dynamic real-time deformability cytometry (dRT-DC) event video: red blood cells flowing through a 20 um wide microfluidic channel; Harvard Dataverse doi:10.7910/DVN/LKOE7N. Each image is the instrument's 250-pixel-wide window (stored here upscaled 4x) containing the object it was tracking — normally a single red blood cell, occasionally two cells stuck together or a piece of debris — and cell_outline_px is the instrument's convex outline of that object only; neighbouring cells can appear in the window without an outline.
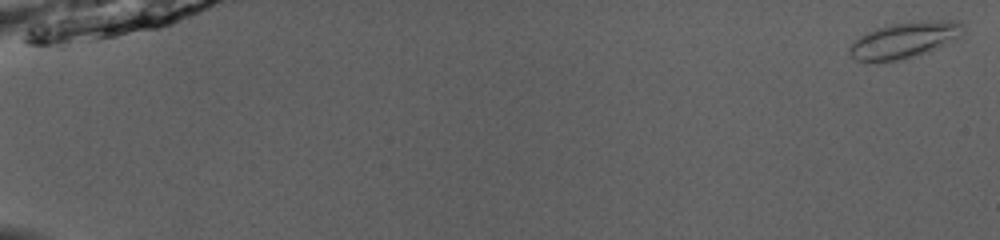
{"species": "common noctule bat (a hibernating species)", "species_latin": "Nyctalus noctula", "temperature_condition": "room temperature", "stored_images_in_passage": 51, "camera_frame_rate_fps": 3000, "um_per_image_px": 0.085, "animal": {"sex": "male", "body_mass_g": 13.0, "forearm_length_mm": 53.1}, "frame": {"image": 1, "passage_image": 1, "time_ms": 0.0, "image_size_px": [1000, 240], "cell_outline_px": [[964, 32], [960, 36], [928, 52], [904, 60], [856, 60], [848, 52], [848, 48], [860, 36], [876, 28], [892, 24], [920, 20], [960, 20], [964, 24]], "centroid_in_image_um": [76.94, 3.37], "position_along_channel_um": 8.1, "area_um2": 23.7}}
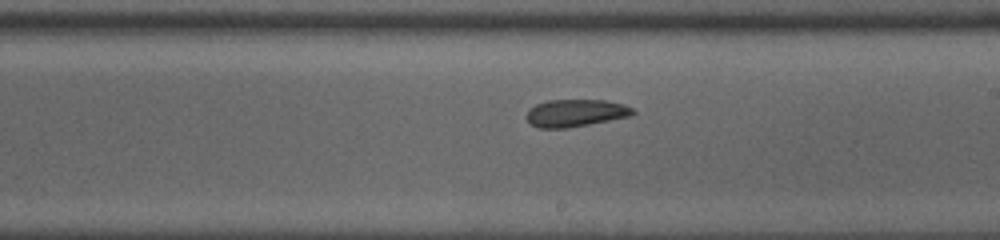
{"frame": {"image": 2, "passage_image": 32, "time_ms": 10.333, "image_size_px": [1000, 240], "cell_outline_px": [[636, 112], [628, 116], [568, 128], [540, 128], [532, 124], [528, 120], [528, 112], [536, 104], [548, 100], [604, 100], [624, 104], [632, 108]], "centroid_in_image_um": [48.94, 9.6], "position_along_channel_um": 240.1, "area_um2": 16.59}}
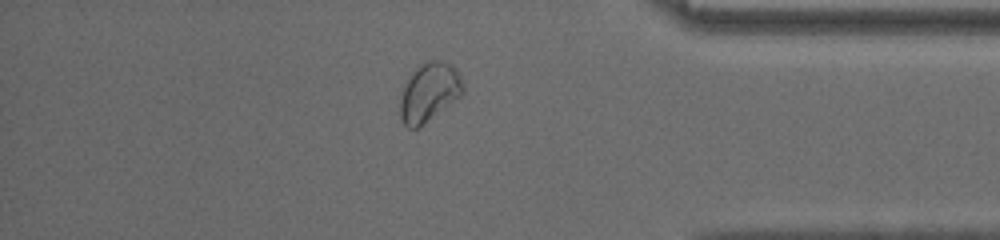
{"frame": {"image": 3, "passage_image": 45, "time_ms": 14.667, "image_size_px": [1000, 240], "cell_outline_px": [[464, 92], [460, 96], [416, 128], [408, 128], [404, 124], [400, 116], [400, 92], [404, 84], [412, 72], [420, 64], [428, 60], [440, 60], [456, 68], [460, 72], [464, 84]], "centroid_in_image_um": [36.47, 7.79], "position_along_channel_um": 398.7, "area_um2": 21.39}, "authors_computed_cell_mechanics": {"area_um2": 18.8428, "velocity_mm_per_s": 4.041, "shape_relaxation_time_tau1_ms": 8.035, "shape_relaxation_time_tau2_ms": 4.237, "deformation_change_tau1": 0.1044, "deformation_change_tau2": 0.0745}}